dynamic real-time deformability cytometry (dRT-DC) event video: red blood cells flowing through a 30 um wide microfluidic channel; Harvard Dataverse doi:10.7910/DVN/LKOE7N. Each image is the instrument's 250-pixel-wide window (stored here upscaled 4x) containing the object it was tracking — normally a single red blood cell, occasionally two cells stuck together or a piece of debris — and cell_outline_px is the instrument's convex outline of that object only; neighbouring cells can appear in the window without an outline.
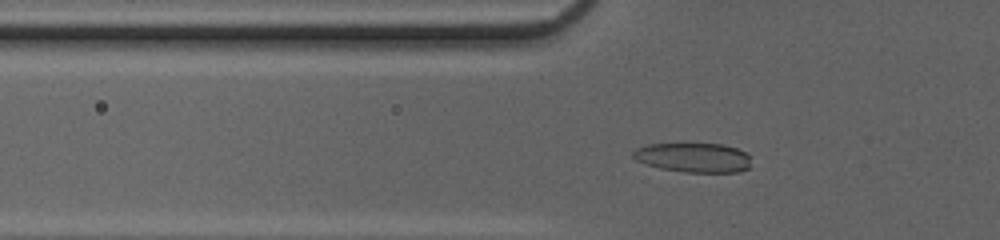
{"species": "common noctule bat (a hibernating species)", "species_latin": "Nyctalus noctula", "temperature_condition": "cold", "stored_images_in_passage": 48, "camera_frame_rate_fps": 3000, "um_per_image_px": 0.085, "animal": {"sex": "female", "body_mass_g": 20.0, "forearm_length_mm": 54.0}, "frame": {"image": 1, "passage_image": 16, "time_ms": 5.0, "image_size_px": [1000, 240], "cell_outline_px": [[752, 156], [748, 168], [740, 172], [684, 172], [660, 168], [636, 160], [632, 156], [632, 152], [636, 148], [648, 144], [724, 144], [736, 148]], "centroid_in_image_um": [58.97, 13.39], "position_along_channel_um": 66.8, "area_um2": 20.29}}
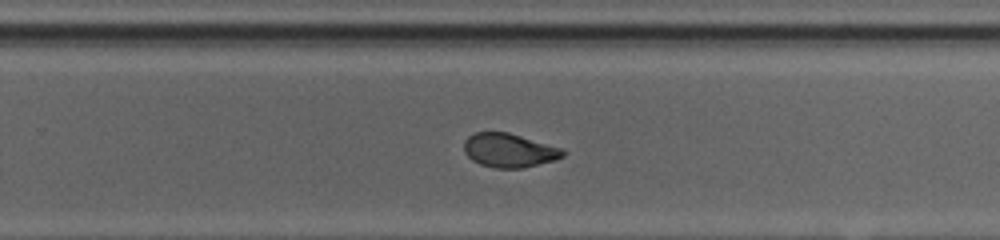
{"frame": {"image": 2, "passage_image": 32, "time_ms": 10.333, "image_size_px": [1000, 240], "cell_outline_px": [[568, 152], [564, 156], [556, 160], [520, 168], [492, 168], [480, 164], [472, 160], [464, 152], [464, 140], [468, 136], [476, 132], [508, 132], [564, 148]], "centroid_in_image_um": [43.31, 12.78], "position_along_channel_um": 286.5, "area_um2": 19.77}}
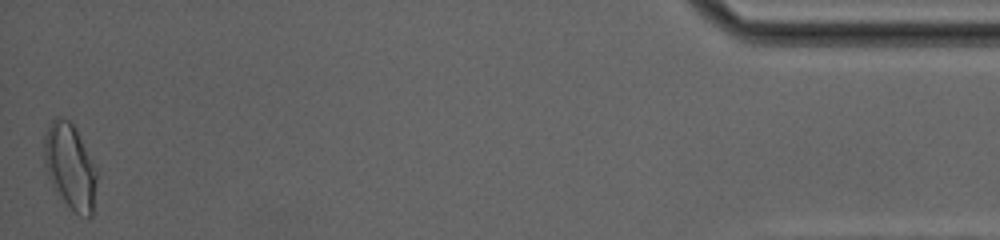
{"frame": {"image": 3, "passage_image": 48, "time_ms": 15.667, "image_size_px": [1000, 240], "cell_outline_px": [[96, 180], [92, 216], [80, 216], [56, 192], [48, 176], [44, 164], [44, 136], [52, 120], [56, 116], [68, 120], [72, 124], [96, 168]], "centroid_in_image_um": [5.93, 14.15], "position_along_channel_um": 429.3, "area_um2": 25.49}, "authors_computed_cell_mechanics": {"area_um2": 20.4034, "velocity_mm_per_s": 4.1873, "shape_relaxation_time_tau1_ms": 5.1751, "shape_relaxation_time_tau2_ms": 1.1674, "deformation_change_tau1": 0.1911, "deformation_change_tau2": 0.0408}}